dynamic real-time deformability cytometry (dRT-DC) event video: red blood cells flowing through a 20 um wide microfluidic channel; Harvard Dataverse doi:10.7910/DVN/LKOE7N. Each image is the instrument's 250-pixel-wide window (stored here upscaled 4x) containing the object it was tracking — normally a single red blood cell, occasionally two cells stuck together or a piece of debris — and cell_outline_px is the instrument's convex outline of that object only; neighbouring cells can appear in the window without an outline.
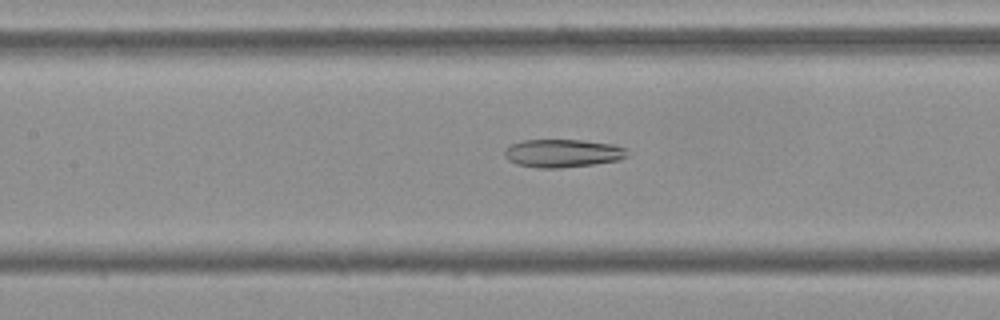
{"species": "Egyptian fruit bat (a non-hibernating species)", "species_latin": "Rousettus aegyptiacus", "temperature_condition": "cold", "stored_images_in_passage": 53, "camera_frame_rate_fps": 3000, "um_per_image_px": 0.085, "frame": {"image": 1, "passage_image": 23, "time_ms": 7.333, "image_size_px": [1000, 320], "cell_outline_px": [[632, 152], [628, 156], [620, 160], [592, 164], [560, 168], [536, 168], [516, 164], [508, 160], [504, 156], [504, 148], [512, 144], [524, 140], [584, 140], [616, 144], [628, 148]], "centroid_in_image_um": [47.89, 13.02], "position_along_channel_um": 159.5, "area_um2": 20.52}}
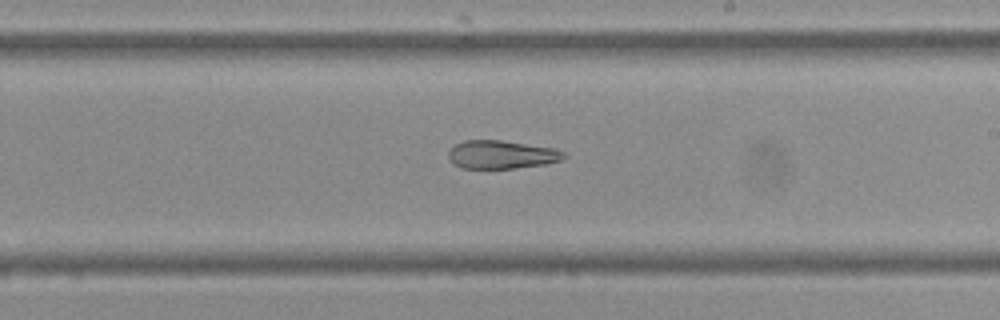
{"frame": {"image": 2, "passage_image": 30, "time_ms": 9.667, "image_size_px": [1000, 320], "cell_outline_px": [[568, 156], [560, 160], [544, 164], [516, 168], [460, 168], [452, 164], [448, 160], [448, 152], [456, 144], [464, 140], [500, 140], [556, 148], [564, 152]], "centroid_in_image_um": [42.61, 13.14], "position_along_channel_um": 246.4, "area_um2": 19.13}}
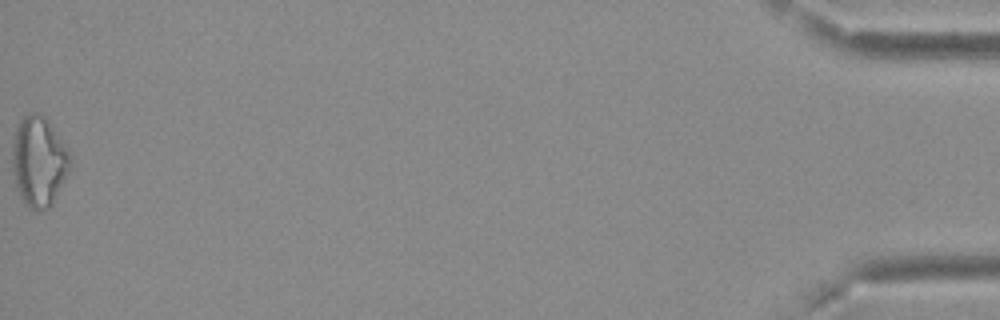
{"frame": {"image": 3, "passage_image": 53, "time_ms": 17.333, "image_size_px": [1000, 320], "cell_outline_px": [[68, 168], [52, 204], [48, 208], [36, 212], [28, 208], [20, 196], [16, 188], [12, 168], [12, 140], [16, 128], [20, 120], [28, 112], [36, 112], [44, 116], [48, 120], [68, 152]], "centroid_in_image_um": [3.22, 13.72], "position_along_channel_um": 432.0, "area_um2": 29.88}, "authors_computed_cell_mechanics": {"area_um2": 23.987, "velocity_mm_per_s": 3.737, "shape_relaxation_time_tau1_ms": null, "shape_relaxation_time_tau2_ms": 2.1279, "deformation_change_tau1": null, "deformation_change_tau2": 0.1055}}